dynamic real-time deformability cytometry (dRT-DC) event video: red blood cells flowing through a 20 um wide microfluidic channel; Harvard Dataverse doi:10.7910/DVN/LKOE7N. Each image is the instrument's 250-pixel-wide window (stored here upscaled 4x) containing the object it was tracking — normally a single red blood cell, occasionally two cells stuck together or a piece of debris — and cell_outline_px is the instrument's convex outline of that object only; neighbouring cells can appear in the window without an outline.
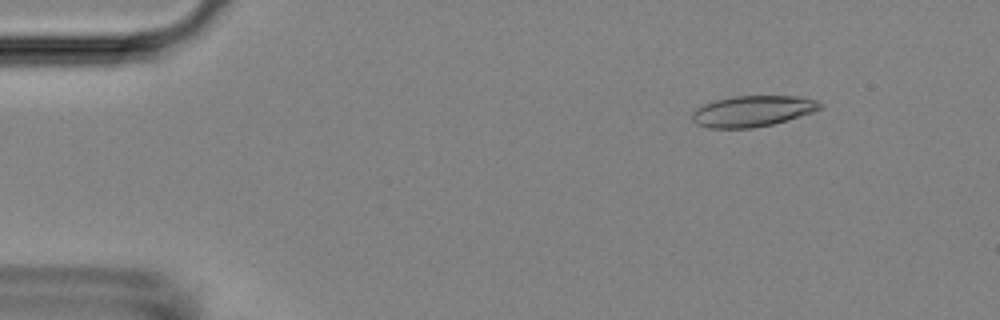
{"species": "Egyptian fruit bat (a non-hibernating species)", "species_latin": "Rousettus aegyptiacus", "temperature_condition": "room temperature", "stored_images_in_passage": 54, "camera_frame_rate_fps": 3000, "um_per_image_px": 0.085, "animal": {"sex": "female"}, "frame": {"image": 1, "passage_image": 7, "time_ms": 2.0, "image_size_px": [1000, 320], "cell_outline_px": [[824, 104], [820, 108], [812, 112], [772, 124], [752, 128], [708, 128], [696, 124], [692, 120], [692, 112], [696, 108], [704, 104], [716, 100], [732, 96], [796, 96], [816, 100]], "centroid_in_image_um": [63.93, 9.44], "position_along_channel_um": 21.1, "area_um2": 22.95}}
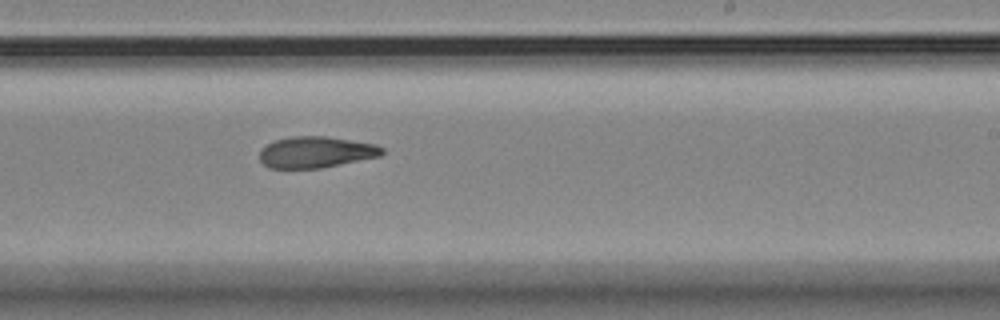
{"frame": {"image": 2, "passage_image": 33, "time_ms": 10.667, "image_size_px": [1000, 320], "cell_outline_px": [[384, 152], [380, 156], [320, 168], [268, 168], [260, 160], [260, 148], [276, 140], [292, 136], [324, 136], [376, 144], [384, 148]], "centroid_in_image_um": [26.84, 12.93], "position_along_channel_um": 262.2, "area_um2": 22.2}}
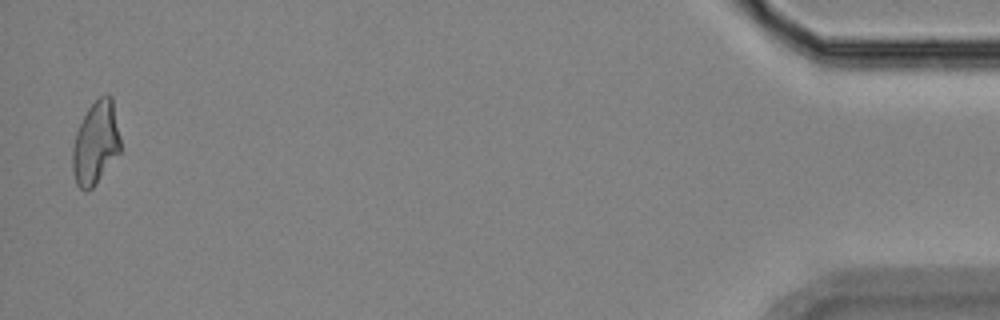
{"frame": {"image": 3, "passage_image": 53, "time_ms": 17.333, "image_size_px": [1000, 320], "cell_outline_px": [[120, 152], [96, 184], [88, 192], [84, 192], [76, 184], [72, 172], [72, 148], [76, 132], [88, 108], [100, 96], [112, 96], [120, 136]], "centroid_in_image_um": [8.12, 12.2], "position_along_channel_um": 427.1, "area_um2": 23.24}, "authors_computed_cell_mechanics": {"area_um2": 23.1778, "velocity_mm_per_s": 3.7461, "shape_relaxation_time_tau1_ms": 5.9875, "shape_relaxation_time_tau2_ms": 6.9269, "deformation_change_tau1": 0.2033, "deformation_change_tau2": 0.1655}}